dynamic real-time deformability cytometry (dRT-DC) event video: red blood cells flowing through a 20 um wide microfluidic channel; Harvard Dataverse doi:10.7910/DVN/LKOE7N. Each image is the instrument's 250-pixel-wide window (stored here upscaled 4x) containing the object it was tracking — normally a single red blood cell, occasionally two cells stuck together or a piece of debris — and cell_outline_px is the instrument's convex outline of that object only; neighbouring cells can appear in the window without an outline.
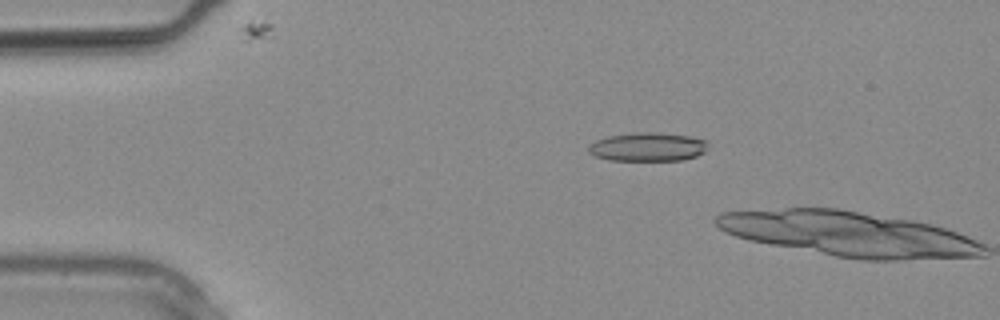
{"species": "common noctule bat (a hibernating species)", "species_latin": "Nyctalus noctula", "temperature_condition": "warm", "stored_images_in_passage": 4, "camera_frame_rate_fps": 3000, "um_per_image_px": 0.085, "animal": {"sex": "male", "body_mass_g": 20.4}, "frame": {"image": 1, "passage_image": 3, "time_ms": 0.667, "image_size_px": [1000, 320], "cell_outline_px": [[708, 144], [704, 152], [696, 156], [680, 160], [608, 160], [596, 156], [588, 152], [588, 148], [596, 140], [608, 136], [636, 132], [648, 132], [688, 136], [708, 140]], "centroid_in_image_um": [55.06, 12.49], "position_along_channel_um": 29.9, "area_um2": 19.77}}